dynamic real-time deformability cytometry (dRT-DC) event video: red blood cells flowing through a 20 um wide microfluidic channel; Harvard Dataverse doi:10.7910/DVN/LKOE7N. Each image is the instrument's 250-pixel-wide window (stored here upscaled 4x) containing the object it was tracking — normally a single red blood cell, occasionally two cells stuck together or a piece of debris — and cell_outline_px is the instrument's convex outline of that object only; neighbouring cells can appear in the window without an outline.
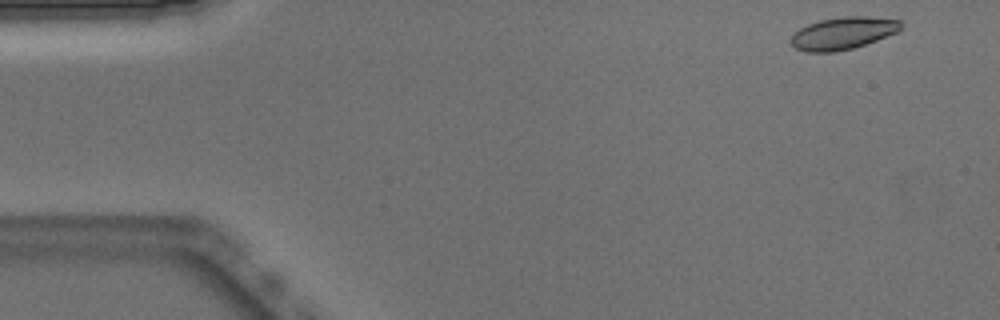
{"species": "Egyptian fruit bat (a non-hibernating species)", "species_latin": "Rousettus aegyptiacus", "temperature_condition": "warm", "stored_images_in_passage": 6, "camera_frame_rate_fps": 3000, "um_per_image_px": 0.085, "animal": {"sex": "male"}, "frame": {"image": 1, "passage_image": 1, "time_ms": 0.0, "image_size_px": [1000, 320], "cell_outline_px": [[904, 28], [900, 32], [852, 48], [832, 52], [808, 52], [796, 48], [792, 44], [792, 36], [800, 28], [808, 24], [820, 20], [844, 16], [868, 16], [900, 20], [904, 24]], "centroid_in_image_um": [71.73, 2.81], "position_along_channel_um": 13.3, "area_um2": 20.69}}